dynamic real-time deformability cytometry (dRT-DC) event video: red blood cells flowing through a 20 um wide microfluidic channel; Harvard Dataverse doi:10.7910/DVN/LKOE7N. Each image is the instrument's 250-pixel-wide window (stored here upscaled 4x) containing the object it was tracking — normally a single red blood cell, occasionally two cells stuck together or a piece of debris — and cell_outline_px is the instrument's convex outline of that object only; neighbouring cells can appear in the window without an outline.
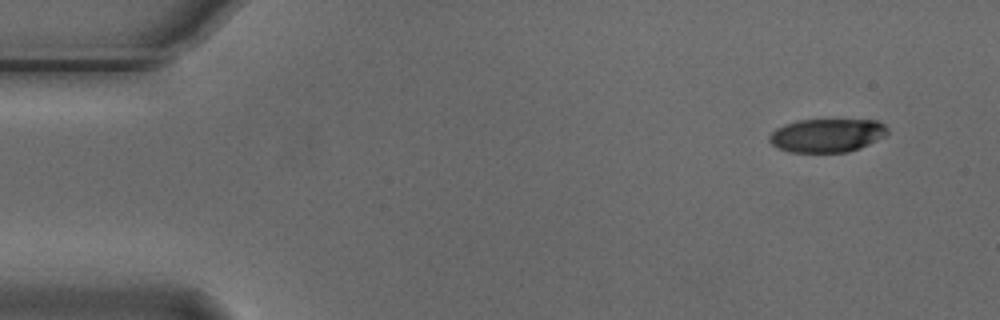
{"species": "Egyptian fruit bat (a non-hibernating species)", "species_latin": "Rousettus aegyptiacus", "temperature_condition": "cold", "stored_images_in_passage": 5, "camera_frame_rate_fps": 3000, "um_per_image_px": 0.085, "animal": {"sex": "male"}, "frame": {"image": 1, "passage_image": 1, "time_ms": 0.0, "image_size_px": [1000, 320], "cell_outline_px": [[888, 132], [884, 136], [860, 148], [848, 152], [788, 152], [772, 144], [768, 140], [768, 136], [776, 128], [784, 124], [796, 120], [876, 120], [884, 124], [888, 128]], "centroid_in_image_um": [70.27, 11.5], "position_along_channel_um": 14.7, "area_um2": 23.06}}
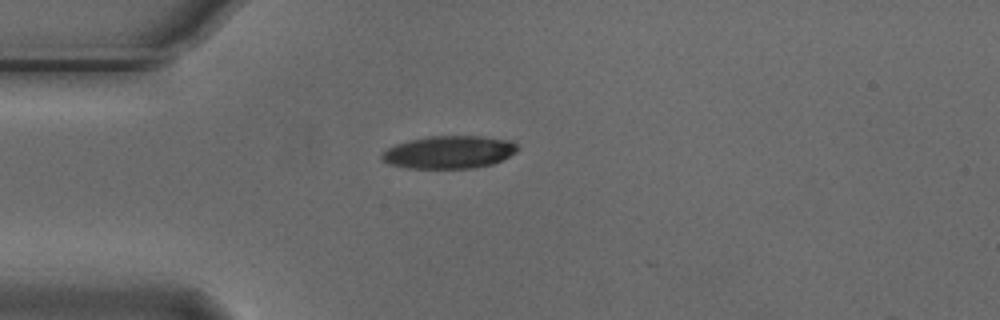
{"frame": {"image": 2, "passage_image": 4, "time_ms": 1.0, "image_size_px": [1000, 320], "cell_outline_px": [[520, 148], [516, 152], [492, 164], [472, 168], [408, 168], [388, 164], [380, 160], [380, 156], [388, 148], [396, 144], [408, 140], [428, 136], [480, 136], [508, 140], [516, 144]], "centroid_in_image_um": [38.14, 12.93], "position_along_channel_um": 46.9, "area_um2": 25.84}}